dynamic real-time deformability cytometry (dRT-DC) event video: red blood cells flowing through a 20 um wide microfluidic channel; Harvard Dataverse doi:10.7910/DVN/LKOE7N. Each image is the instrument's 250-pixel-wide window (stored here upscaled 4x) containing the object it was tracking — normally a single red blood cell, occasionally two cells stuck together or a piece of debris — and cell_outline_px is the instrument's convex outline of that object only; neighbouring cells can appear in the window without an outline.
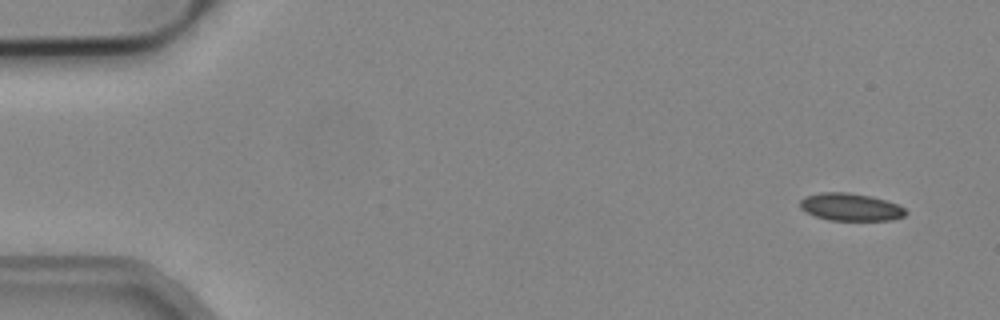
{"species": "common noctule bat (a hibernating species)", "species_latin": "Nyctalus noctula", "temperature_condition": "cold", "stored_images_in_passage": 5, "camera_frame_rate_fps": 3000, "um_per_image_px": 0.085, "animal": {"sex": "male", "body_mass_g": 19.2, "forearm_length_mm": 51.8}, "frame": {"image": 1, "passage_image": 1, "time_ms": 0.0, "image_size_px": [1000, 320], "cell_outline_px": [[908, 212], [904, 216], [892, 220], [828, 220], [816, 216], [800, 208], [800, 200], [804, 196], [820, 192], [848, 192], [872, 196], [896, 204], [904, 208]], "centroid_in_image_um": [72.29, 17.59], "position_along_channel_um": 12.7, "area_um2": 16.94}}
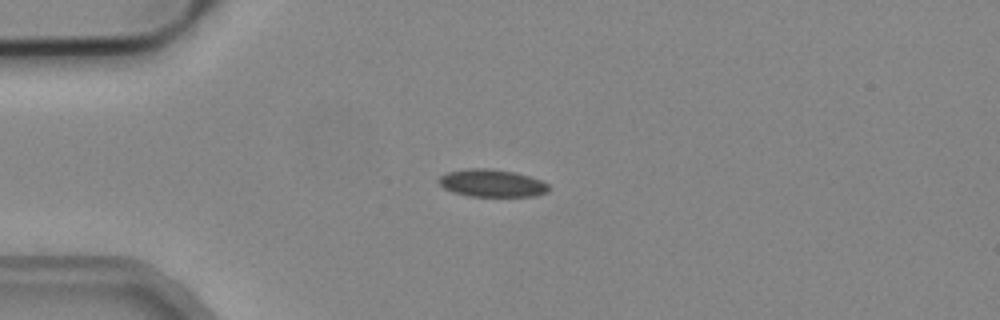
{"frame": {"image": 2, "passage_image": 3, "time_ms": 0.667, "image_size_px": [1000, 320], "cell_outline_px": [[548, 192], [536, 196], [468, 196], [452, 192], [444, 188], [436, 180], [440, 176], [448, 172], [468, 168], [488, 168], [516, 172], [540, 180], [548, 184]], "centroid_in_image_um": [41.79, 15.57], "position_along_channel_um": 43.2, "area_um2": 17.69}}